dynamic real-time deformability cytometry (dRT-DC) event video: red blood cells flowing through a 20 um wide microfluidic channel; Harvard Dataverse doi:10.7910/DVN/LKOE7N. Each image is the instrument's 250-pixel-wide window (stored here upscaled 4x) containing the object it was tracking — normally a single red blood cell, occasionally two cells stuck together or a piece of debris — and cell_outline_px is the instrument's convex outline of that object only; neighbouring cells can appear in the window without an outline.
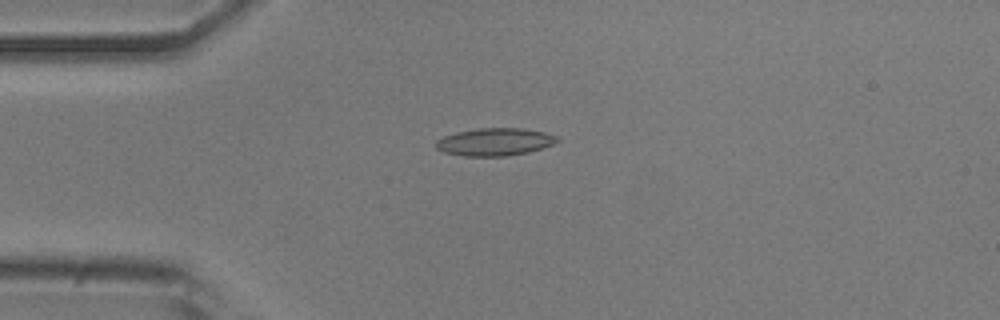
{"species": "common noctule bat (a hibernating species)", "species_latin": "Nyctalus noctula", "temperature_condition": "room temperature", "stored_images_in_passage": 51, "camera_frame_rate_fps": 3000, "um_per_image_px": 0.085, "animal": {"sex": "male", "body_mass_g": 20.5, "forearm_length_mm": 52.5}, "frame": {"image": 1, "passage_image": 12, "time_ms": 3.667, "image_size_px": [1000, 320], "cell_outline_px": [[560, 140], [552, 144], [528, 152], [508, 156], [464, 156], [444, 152], [436, 148], [436, 140], [444, 136], [456, 132], [480, 128], [524, 128], [544, 132], [560, 136]], "centroid_in_image_um": [42.07, 12.05], "position_along_channel_um": 42.9, "area_um2": 19.54}}
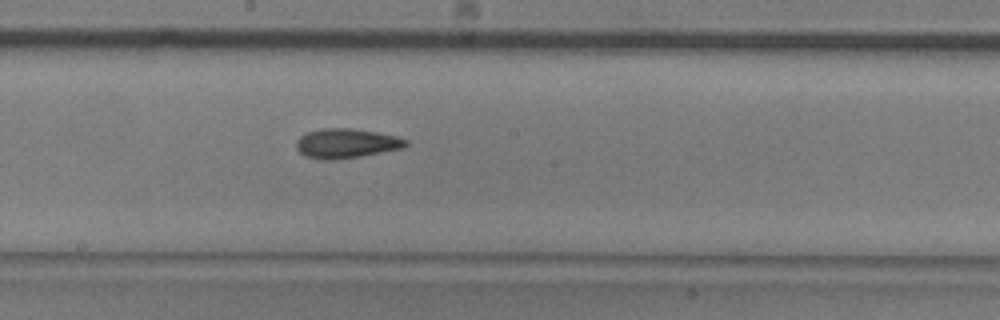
{"frame": {"image": 2, "passage_image": 27, "time_ms": 8.667, "image_size_px": [1000, 320], "cell_outline_px": [[408, 144], [404, 148], [360, 156], [332, 160], [320, 160], [304, 156], [296, 148], [296, 140], [300, 136], [308, 132], [320, 128], [352, 128], [376, 132], [396, 136], [408, 140]], "centroid_in_image_um": [29.41, 12.19], "position_along_channel_um": 218.8, "area_um2": 18.96}}
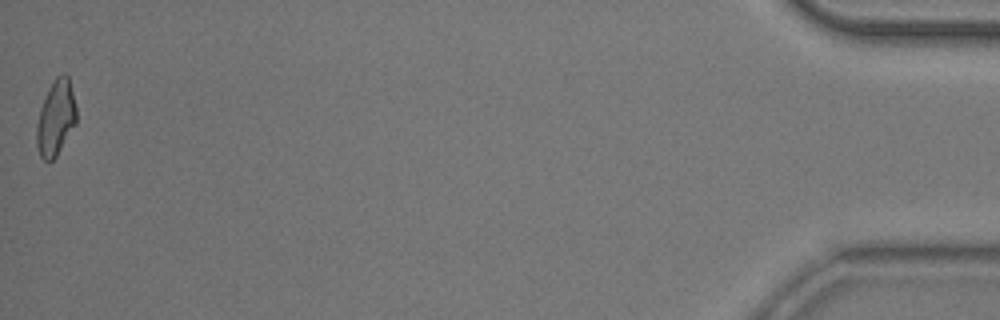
{"frame": {"image": 3, "passage_image": 51, "time_ms": 16.667, "image_size_px": [1000, 320], "cell_outline_px": [[76, 124], [56, 156], [48, 164], [40, 156], [36, 144], [36, 124], [40, 108], [48, 88], [56, 76], [64, 72], [68, 76], [76, 108]], "centroid_in_image_um": [4.72, 10.04], "position_along_channel_um": 430.5, "area_um2": 17.57}, "authors_computed_cell_mechanics": {"area_um2": 18.1492, "velocity_mm_per_s": 3.8855, "shape_relaxation_time_tau1_ms": 7.4135, "shape_relaxation_time_tau2_ms": 3.3073, "deformation_change_tau1": 0.1925, "deformation_change_tau2": 0.1149}}